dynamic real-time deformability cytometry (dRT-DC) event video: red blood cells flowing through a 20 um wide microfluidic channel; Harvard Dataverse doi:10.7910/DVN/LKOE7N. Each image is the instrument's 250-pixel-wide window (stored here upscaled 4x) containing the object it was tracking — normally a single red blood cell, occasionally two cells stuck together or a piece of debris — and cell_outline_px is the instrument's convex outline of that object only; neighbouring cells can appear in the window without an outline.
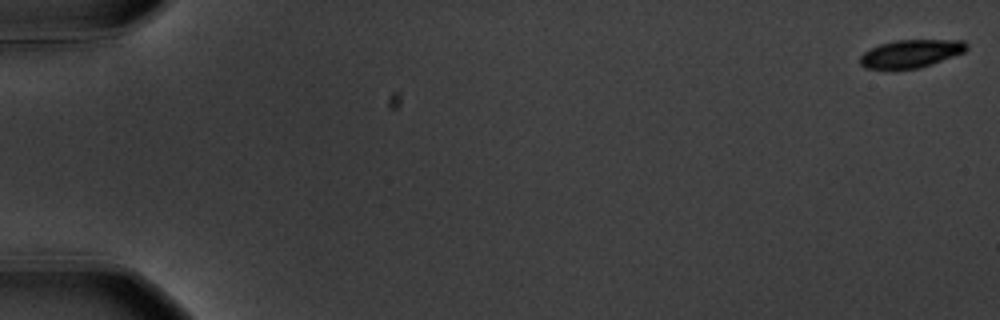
{"species": "common noctule bat (a hibernating species)", "species_latin": "Nyctalus noctula", "temperature_condition": "warm", "stored_images_in_passage": 58, "camera_frame_rate_fps": 3000, "um_per_image_px": 0.085, "animal": {"sex": "male", "body_mass_g": 20.1, "forearm_length_mm": 53.5}, "frame": {"image": 1, "passage_image": 1, "time_ms": 0.0, "image_size_px": [1000, 320], "cell_outline_px": [[968, 48], [964, 52], [932, 64], [920, 68], [864, 68], [860, 64], [860, 56], [864, 52], [880, 44], [896, 40], [964, 40], [968, 44]], "centroid_in_image_um": [77.45, 4.54], "position_along_channel_um": 7.5, "area_um2": 17.17}}
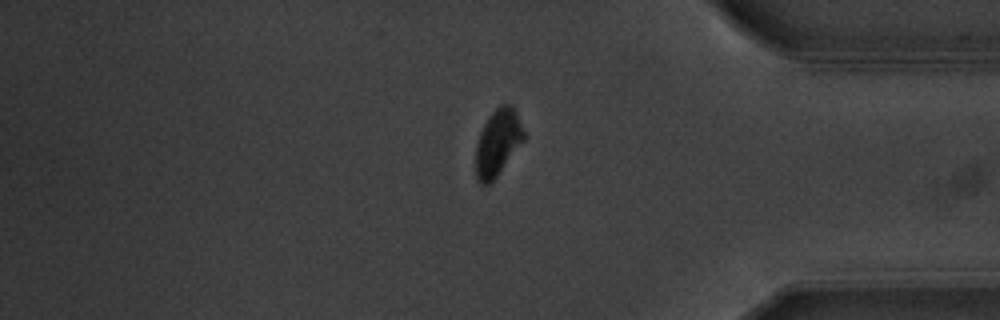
{"frame": {"image": 2, "passage_image": 49, "time_ms": 16.0, "image_size_px": [1000, 320], "cell_outline_px": [[524, 140], [496, 176], [488, 184], [480, 184], [476, 180], [476, 144], [480, 132], [488, 116], [500, 104], [512, 104], [516, 112], [524, 132]], "centroid_in_image_um": [42.29, 12.1], "position_along_channel_um": 392.9, "area_um2": 18.38}}
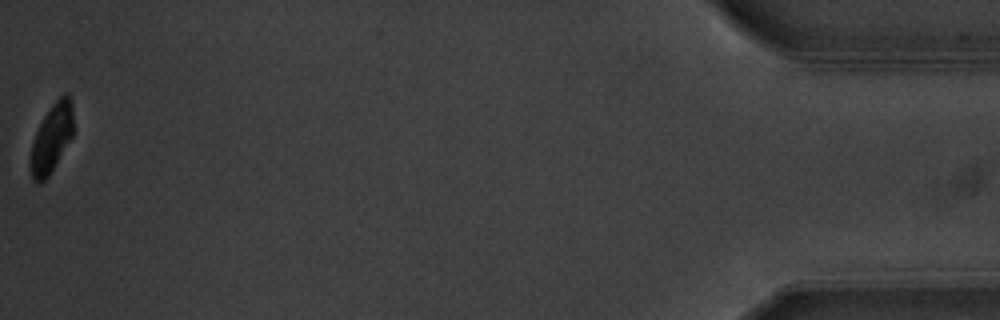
{"frame": {"image": 3, "passage_image": 58, "time_ms": 19.0, "image_size_px": [1000, 320], "cell_outline_px": [[72, 136], [48, 176], [40, 184], [36, 184], [32, 180], [32, 144], [36, 132], [44, 116], [52, 104], [64, 92], [68, 92], [72, 104]], "centroid_in_image_um": [4.4, 11.71], "position_along_channel_um": 430.8, "area_um2": 16.53}, "authors_computed_cell_mechanics": {"area_um2": 19.1318, "velocity_mm_per_s": 3.5794, "shape_relaxation_time_tau1_ms": 3.4087, "shape_relaxation_time_tau2_ms": null, "deformation_change_tau1": 0.176, "deformation_change_tau2": null}}